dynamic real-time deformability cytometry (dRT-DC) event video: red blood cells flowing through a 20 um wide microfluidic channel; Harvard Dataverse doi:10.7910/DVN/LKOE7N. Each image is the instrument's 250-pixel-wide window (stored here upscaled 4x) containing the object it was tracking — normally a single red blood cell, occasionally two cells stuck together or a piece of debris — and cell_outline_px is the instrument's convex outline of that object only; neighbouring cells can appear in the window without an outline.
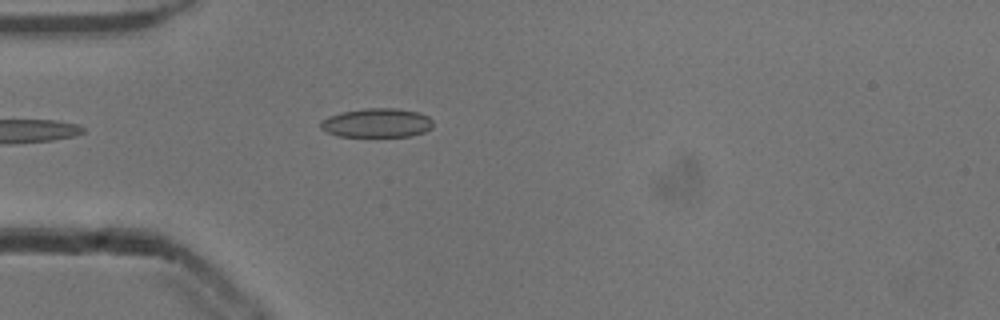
{"species": "common noctule bat (a hibernating species)", "species_latin": "Nyctalus noctula", "temperature_condition": "cold", "stored_images_in_passage": 24, "camera_frame_rate_fps": 3000, "um_per_image_px": 0.085, "animal": {"sex": "male", "body_mass_g": 13.3}, "frame": {"image": 1, "passage_image": 1, "time_ms": 0.0, "image_size_px": [1000, 320], "cell_outline_px": [[432, 128], [424, 132], [412, 136], [340, 136], [328, 132], [320, 128], [320, 124], [328, 116], [340, 112], [364, 108], [396, 108], [416, 112], [428, 116], [432, 120]], "centroid_in_image_um": [32.04, 10.44], "position_along_channel_um": 53.0, "area_um2": 18.96}}
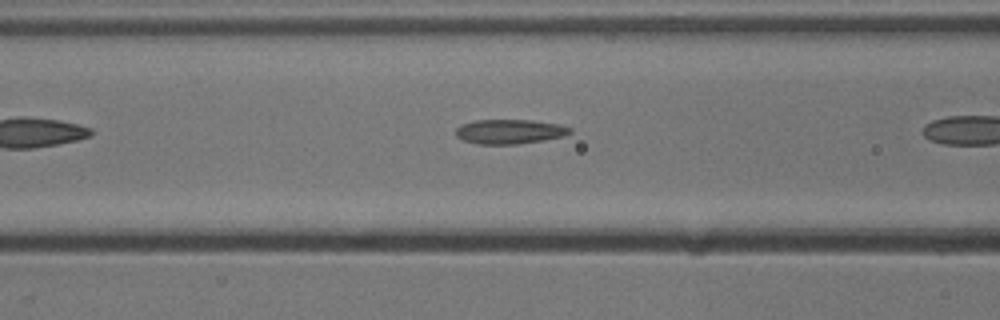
{"frame": {"image": 2, "passage_image": 4, "time_ms": 1.0, "image_size_px": [1000, 320], "cell_outline_px": [[572, 132], [564, 136], [516, 144], [476, 144], [464, 140], [456, 136], [456, 128], [460, 124], [476, 120], [532, 120], [560, 124], [572, 128]], "centroid_in_image_um": [43.31, 11.17], "position_along_channel_um": 123.3, "area_um2": 16.3}}